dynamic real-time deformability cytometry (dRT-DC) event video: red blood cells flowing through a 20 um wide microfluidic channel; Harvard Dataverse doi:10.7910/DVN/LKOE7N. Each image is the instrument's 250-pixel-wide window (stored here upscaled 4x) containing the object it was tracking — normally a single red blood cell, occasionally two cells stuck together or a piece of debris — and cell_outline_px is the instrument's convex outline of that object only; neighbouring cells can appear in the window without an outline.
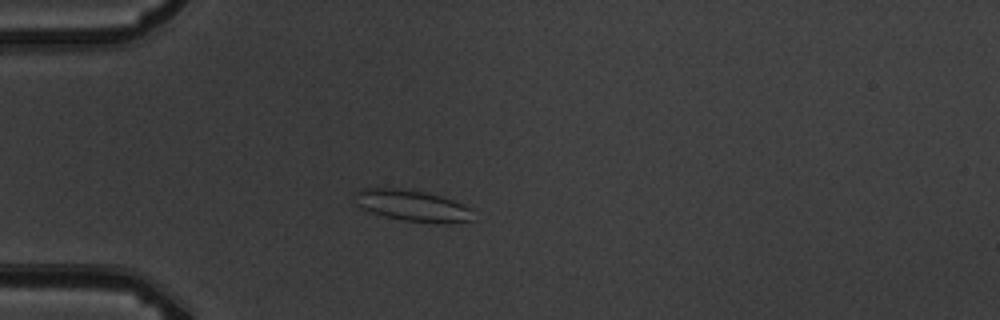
{"species": "common noctule bat (a hibernating species)", "species_latin": "Nyctalus noctula", "temperature_condition": "warm", "stored_images_in_passage": 6, "camera_frame_rate_fps": 3000, "um_per_image_px": 0.085, "animal": {"sex": "male", "body_mass_g": 19.5, "forearm_length_mm": 54.6}, "frame": {"image": 1, "passage_image": 5, "time_ms": 4.667, "image_size_px": [1000, 320], "cell_outline_px": [[476, 220], [444, 224], [404, 220], [384, 216], [372, 212], [356, 204], [356, 192], [364, 188], [400, 188], [424, 192], [440, 196], [464, 204], [468, 208]], "centroid_in_image_um": [35.1, 17.49], "position_along_channel_um": 49.9, "area_um2": 21.33}}